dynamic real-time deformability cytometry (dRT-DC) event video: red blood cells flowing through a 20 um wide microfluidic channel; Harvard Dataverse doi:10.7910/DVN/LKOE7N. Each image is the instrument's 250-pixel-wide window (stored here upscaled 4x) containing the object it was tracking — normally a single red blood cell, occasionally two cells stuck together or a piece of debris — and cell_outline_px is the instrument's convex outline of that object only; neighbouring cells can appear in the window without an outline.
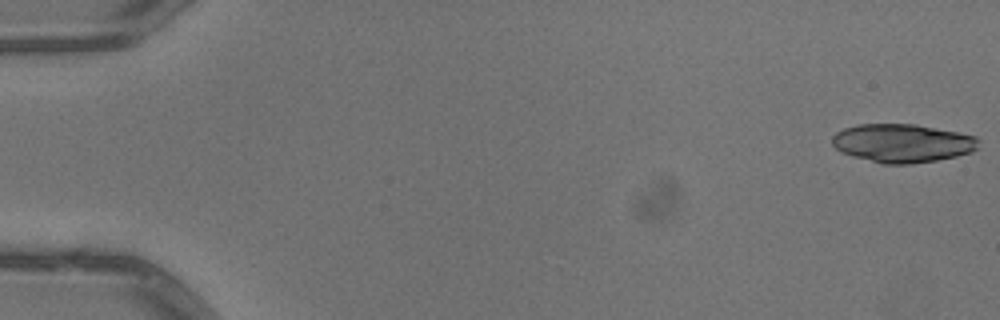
{"species": "common noctule bat (a hibernating species)", "species_latin": "Nyctalus noctula", "temperature_condition": "warm", "stored_images_in_passage": 17, "camera_frame_rate_fps": 3000, "um_per_image_px": 0.085, "animal": {"sex": "male", "body_mass_g": 13.3}, "frame": {"image": 1, "passage_image": 1, "time_ms": 0.0, "image_size_px": [1000, 320], "cell_outline_px": [[980, 148], [972, 152], [956, 156], [936, 160], [912, 164], [884, 164], [852, 156], [840, 152], [832, 144], [832, 136], [836, 132], [844, 128], [860, 124], [916, 124], [976, 136], [980, 140]], "centroid_in_image_um": [76.72, 12.17], "position_along_channel_um": 8.3, "area_um2": 33.0}}